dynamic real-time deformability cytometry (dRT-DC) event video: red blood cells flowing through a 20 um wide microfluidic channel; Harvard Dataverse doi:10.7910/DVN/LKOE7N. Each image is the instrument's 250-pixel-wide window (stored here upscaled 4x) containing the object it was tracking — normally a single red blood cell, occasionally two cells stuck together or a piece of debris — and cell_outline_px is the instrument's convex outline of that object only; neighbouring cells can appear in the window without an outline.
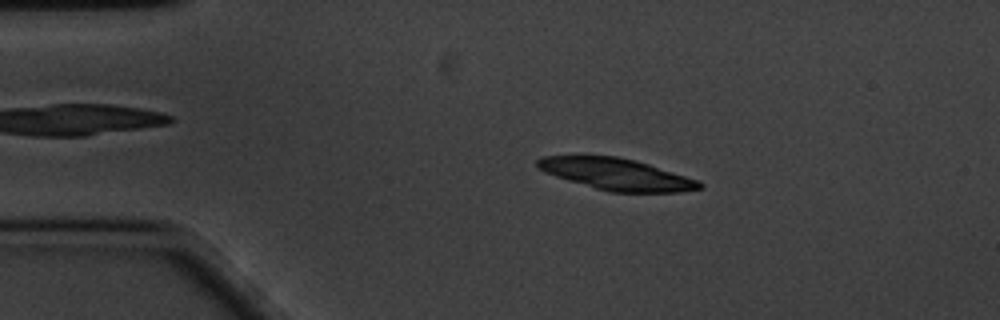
{"species": "common noctule bat (a hibernating species)", "species_latin": "Nyctalus noctula", "temperature_condition": "cold", "stored_images_in_passage": 51, "camera_frame_rate_fps": 3000, "um_per_image_px": 0.085, "animal": {"sex": "male", "body_mass_g": 20.1, "forearm_length_mm": 53.5}, "frame": {"image": 1, "passage_image": 3, "time_ms": 0.667, "image_size_px": [1000, 320], "cell_outline_px": [[704, 188], [680, 192], [608, 192], [568, 180], [556, 176], [540, 168], [536, 164], [536, 160], [540, 156], [616, 156], [636, 160], [696, 180], [704, 184]], "centroid_in_image_um": [52.41, 14.81], "position_along_channel_um": 32.6, "area_um2": 29.42}}